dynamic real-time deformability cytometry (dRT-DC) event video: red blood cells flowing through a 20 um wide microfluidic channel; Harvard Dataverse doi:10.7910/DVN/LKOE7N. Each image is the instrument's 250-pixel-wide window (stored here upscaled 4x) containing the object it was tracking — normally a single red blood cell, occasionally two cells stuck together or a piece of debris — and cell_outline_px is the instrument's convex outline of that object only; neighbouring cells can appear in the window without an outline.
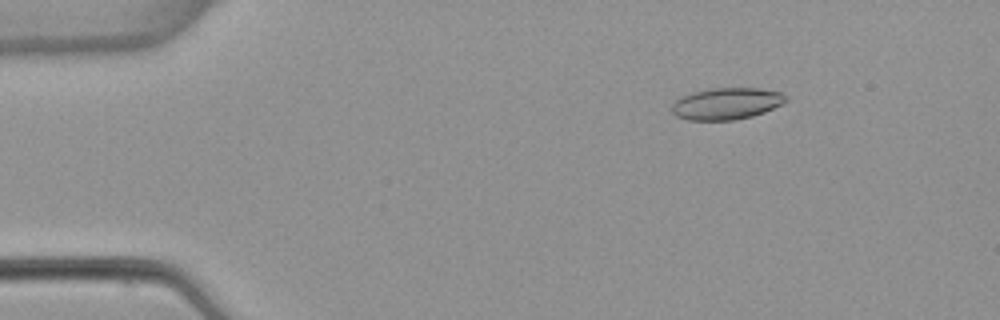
{"species": "common noctule bat (a hibernating species)", "species_latin": "Nyctalus noctula", "temperature_condition": "warm", "stored_images_in_passage": 4, "camera_frame_rate_fps": 3000, "um_per_image_px": 0.085, "animal": {"sex": "female", "body_mass_g": 22.7, "forearm_length_mm": 54.2}, "frame": {"image": 1, "passage_image": 2, "time_ms": 2.0, "image_size_px": [1000, 320], "cell_outline_px": [[788, 100], [784, 104], [764, 112], [752, 116], [732, 120], [688, 120], [676, 116], [672, 112], [672, 104], [680, 96], [692, 92], [708, 88], [760, 88], [780, 92], [788, 96]], "centroid_in_image_um": [61.77, 8.8], "position_along_channel_um": 23.2, "area_um2": 21.33}}